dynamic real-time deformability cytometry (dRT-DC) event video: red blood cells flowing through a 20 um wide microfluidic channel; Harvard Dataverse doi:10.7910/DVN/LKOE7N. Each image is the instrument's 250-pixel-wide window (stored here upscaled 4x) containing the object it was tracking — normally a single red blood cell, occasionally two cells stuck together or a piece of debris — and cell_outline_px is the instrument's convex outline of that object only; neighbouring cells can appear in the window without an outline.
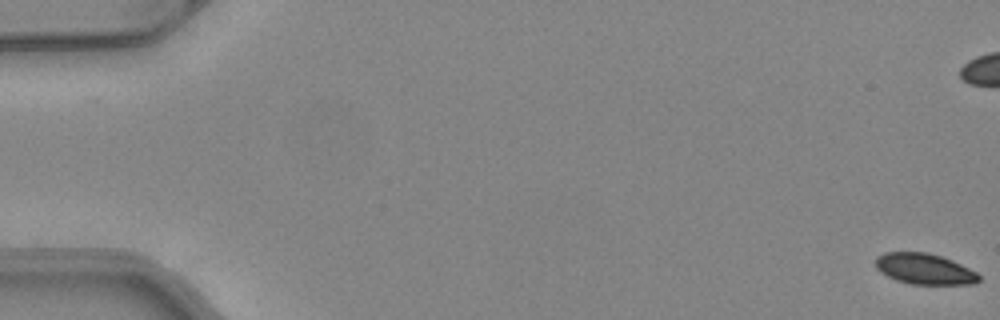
{"species": "common noctule bat (a hibernating species)", "species_latin": "Nyctalus noctula", "temperature_condition": "warm", "stored_images_in_passage": 52, "camera_frame_rate_fps": 3000, "um_per_image_px": 0.085, "animal": {"sex": "female", "body_mass_g": 24.6, "forearm_length_mm": 56.2}, "frame": {"image": 1, "passage_image": 1, "time_ms": 0.0, "image_size_px": [1000, 320], "cell_outline_px": [[980, 280], [976, 284], [912, 284], [896, 280], [880, 272], [876, 268], [876, 256], [884, 252], [928, 252], [952, 260], [976, 272], [980, 276]], "centroid_in_image_um": [78.57, 22.85], "position_along_channel_um": 6.4, "area_um2": 18.55}}
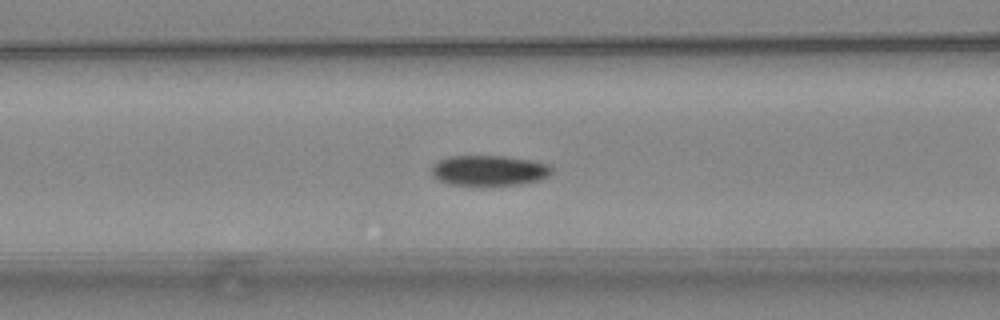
{"frame": {"image": 2, "passage_image": 22, "time_ms": 7.0, "image_size_px": [1000, 320], "cell_outline_px": [[552, 172], [548, 176], [540, 180], [520, 184], [448, 184], [432, 176], [432, 164], [448, 156], [504, 156], [532, 160], [548, 164], [552, 168]], "centroid_in_image_um": [41.58, 14.47], "position_along_channel_um": 125.0, "area_um2": 21.04}}
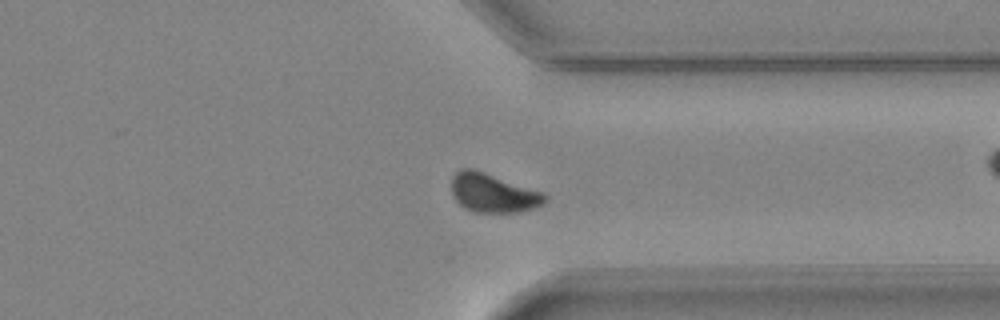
{"frame": {"image": 3, "passage_image": 40, "time_ms": 13.0, "image_size_px": [1000, 320], "cell_outline_px": [[548, 200], [544, 204], [520, 212], [472, 212], [464, 208], [452, 196], [452, 176], [460, 168], [472, 168], [544, 192], [548, 196]], "centroid_in_image_um": [41.92, 16.4], "position_along_channel_um": 369.5, "area_um2": 21.33}, "authors_computed_cell_mechanics": {"area_um2": 21.0103, "velocity_mm_per_s": 4.0856, "shape_relaxation_time_tau1_ms": 3.0143, "shape_relaxation_time_tau2_ms": null, "deformation_change_tau1": 0.0809, "deformation_change_tau2": null}}